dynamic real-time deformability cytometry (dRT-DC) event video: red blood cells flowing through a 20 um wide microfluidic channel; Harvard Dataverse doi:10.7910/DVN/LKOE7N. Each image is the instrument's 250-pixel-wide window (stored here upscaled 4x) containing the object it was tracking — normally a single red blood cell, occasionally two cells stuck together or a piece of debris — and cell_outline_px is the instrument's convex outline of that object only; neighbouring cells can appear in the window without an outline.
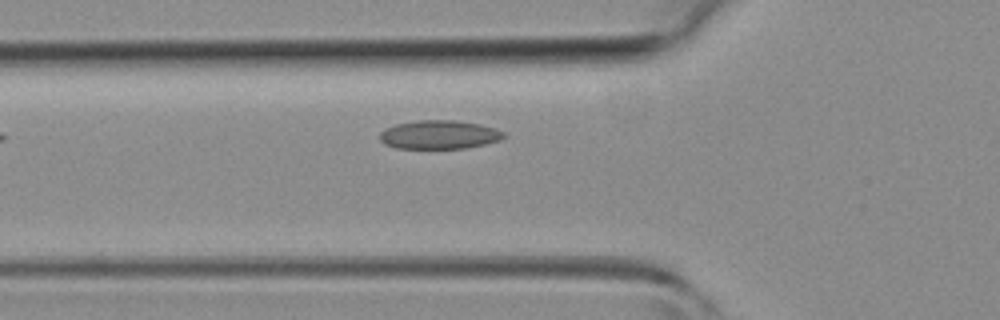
{"species": "common noctule bat (a hibernating species)", "species_latin": "Nyctalus noctula", "temperature_condition": "room temperature", "stored_images_in_passage": 27, "camera_frame_rate_fps": 3000, "um_per_image_px": 0.085, "animal": {"sex": "female", "body_mass_g": 19.3, "forearm_length_mm": 54.1}, "frame": {"image": 1, "passage_image": 2, "time_ms": 0.333, "image_size_px": [1000, 320], "cell_outline_px": [[504, 136], [500, 140], [484, 144], [464, 148], [396, 148], [384, 144], [380, 140], [380, 132], [384, 128], [396, 124], [416, 120], [456, 120], [480, 124], [496, 128], [504, 132]], "centroid_in_image_um": [37.31, 11.44], "position_along_channel_um": 88.5, "area_um2": 20.75}}
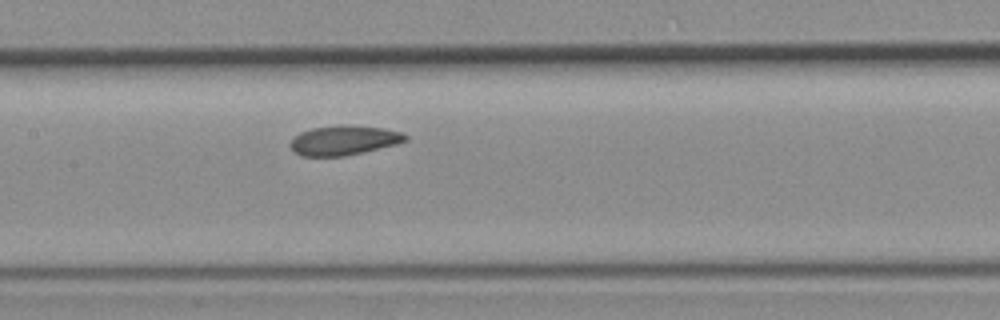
{"frame": {"image": 2, "passage_image": 8, "time_ms": 2.333, "image_size_px": [1000, 320], "cell_outline_px": [[408, 140], [396, 144], [364, 152], [344, 156], [300, 156], [292, 148], [292, 136], [300, 132], [312, 128], [384, 128], [400, 132], [408, 136]], "centroid_in_image_um": [29.23, 11.98], "position_along_channel_um": 178.2, "area_um2": 18.79}}
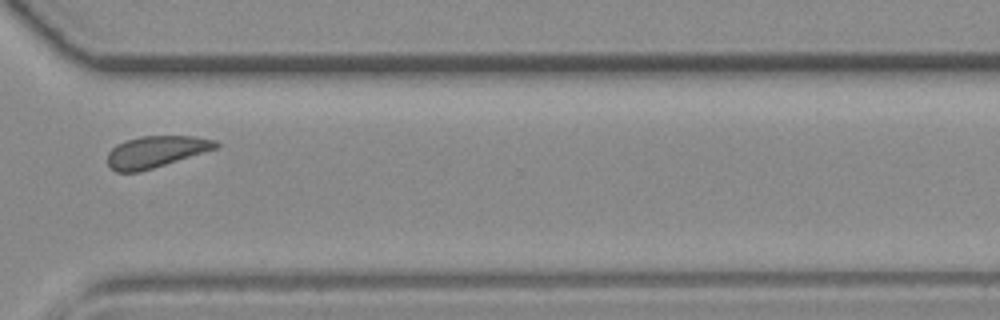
{"frame": {"image": 3, "passage_image": 20, "time_ms": 6.333, "image_size_px": [1000, 320], "cell_outline_px": [[220, 148], [140, 172], [116, 172], [108, 164], [108, 152], [116, 144], [124, 140], [140, 136], [196, 136], [216, 140], [220, 144]], "centroid_in_image_um": [13.29, 12.89], "position_along_channel_um": 357.3, "area_um2": 20.23}}